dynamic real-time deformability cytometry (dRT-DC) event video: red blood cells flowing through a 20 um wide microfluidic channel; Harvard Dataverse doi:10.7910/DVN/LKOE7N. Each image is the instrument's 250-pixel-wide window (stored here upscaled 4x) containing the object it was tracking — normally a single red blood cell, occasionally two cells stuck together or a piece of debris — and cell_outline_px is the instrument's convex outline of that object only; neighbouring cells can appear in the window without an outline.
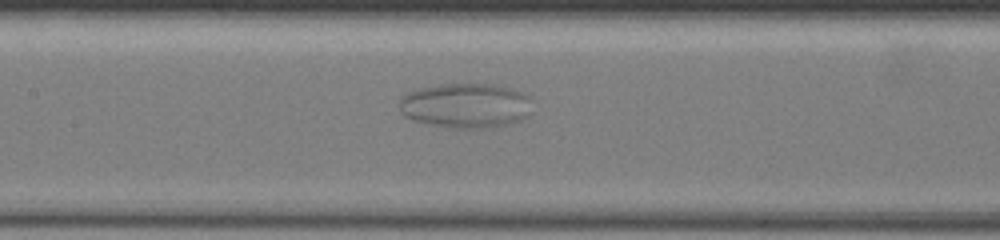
{"species": "common noctule bat (a hibernating species)", "species_latin": "Nyctalus noctula", "temperature_condition": "warm", "stored_images_in_passage": 43, "camera_frame_rate_fps": 3000, "um_per_image_px": 0.085, "animal": {"sex": "female", "body_mass_g": 19.5, "forearm_length_mm": 54.1}, "frame": {"image": 1, "passage_image": 16, "time_ms": 5.0, "image_size_px": [1000, 240], "cell_outline_px": [[524, 96], [520, 120], [504, 124], [484, 128], [452, 128], [432, 124], [416, 120], [404, 116], [400, 108], [400, 100], [408, 92], [420, 88], [440, 84], [492, 84], [512, 88], [520, 92]], "centroid_in_image_um": [39.41, 8.96], "position_along_channel_um": 168.0, "area_um2": 33.12}}
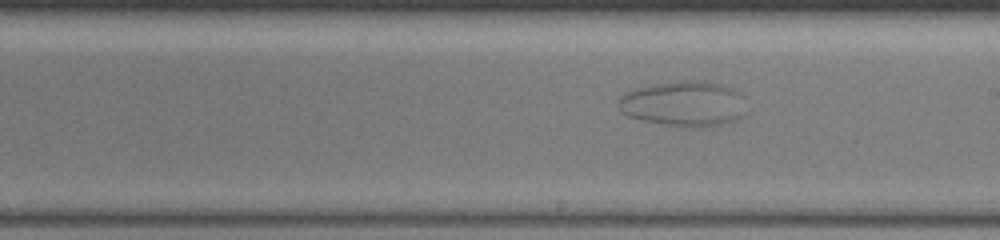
{"frame": {"image": 2, "passage_image": 21, "time_ms": 6.667, "image_size_px": [1000, 240], "cell_outline_px": [[740, 116], [736, 120], [720, 124], [668, 124], [640, 120], [628, 116], [624, 112], [620, 100], [620, 96], [636, 88], [656, 84], [688, 80], [704, 80], [720, 84], [732, 88], [740, 92]], "centroid_in_image_um": [58.08, 8.76], "position_along_channel_um": 230.9, "area_um2": 31.96}}